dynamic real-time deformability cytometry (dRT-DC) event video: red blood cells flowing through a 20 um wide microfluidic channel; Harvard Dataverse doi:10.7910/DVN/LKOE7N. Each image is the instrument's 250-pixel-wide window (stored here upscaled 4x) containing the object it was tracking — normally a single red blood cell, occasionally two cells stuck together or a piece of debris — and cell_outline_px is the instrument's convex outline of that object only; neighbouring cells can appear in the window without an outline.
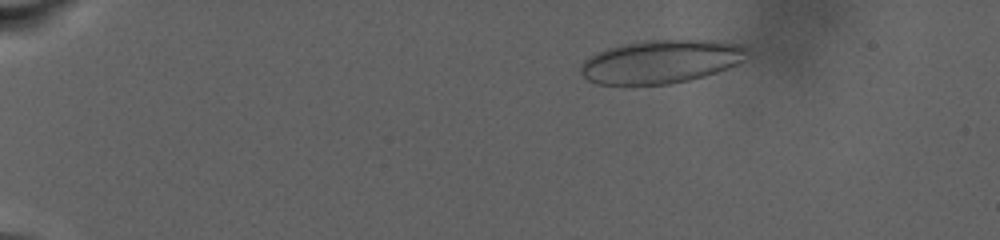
{"species": "human", "species_latin": "Homo sapiens", "temperature_condition": "warm", "stored_images_in_passage": 84, "camera_frame_rate_fps": 3000, "um_per_image_px": 0.085, "donor": {"sex": "male"}, "frame": {"image": 1, "passage_image": 8, "time_ms": 2.333, "image_size_px": [1000, 240], "cell_outline_px": [[748, 48], [744, 60], [736, 64], [716, 72], [704, 76], [672, 84], [596, 84], [588, 80], [580, 72], [580, 64], [588, 56], [596, 52], [620, 44], [644, 40], [716, 40], [744, 44]], "centroid_in_image_um": [56.17, 5.22], "position_along_channel_um": 28.8, "area_um2": 42.31}}
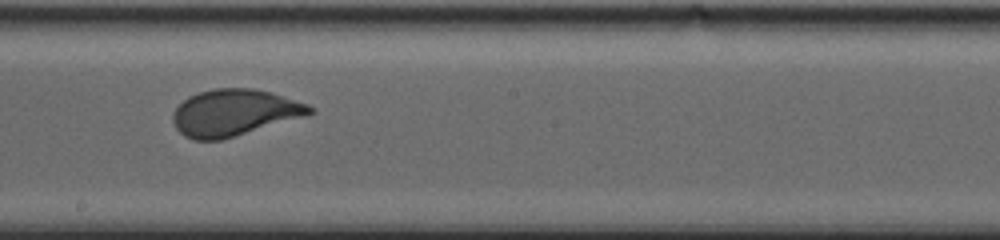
{"frame": {"image": 2, "passage_image": 48, "time_ms": 15.667, "image_size_px": [1000, 240], "cell_outline_px": [[316, 112], [308, 116], [220, 140], [192, 140], [184, 136], [176, 128], [172, 120], [172, 116], [176, 108], [188, 96], [212, 88], [252, 88], [268, 92], [308, 104], [316, 108]], "centroid_in_image_um": [19.93, 9.58], "position_along_channel_um": 228.3, "area_um2": 37.17}}
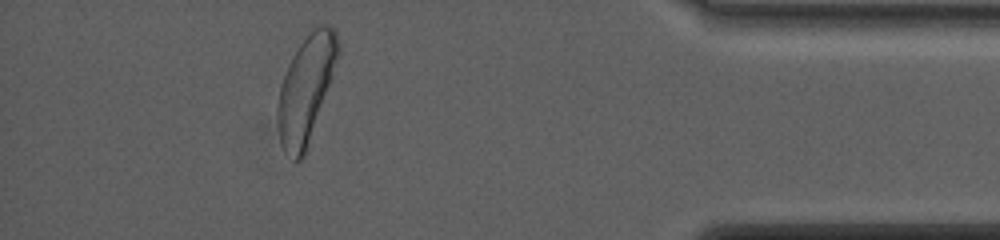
{"frame": {"image": 3, "passage_image": 76, "time_ms": 25.0, "image_size_px": [1000, 240], "cell_outline_px": [[340, 52], [308, 152], [300, 160], [296, 160], [284, 152], [280, 144], [276, 116], [276, 104], [280, 84], [288, 64], [292, 56], [300, 44], [320, 24], [324, 24], [336, 28], [340, 44]], "centroid_in_image_um": [26.01, 7.63], "position_along_channel_um": 409.2, "area_um2": 38.26}, "authors_computed_cell_mechanics": {"area_um2": 37.6567, "velocity_mm_per_s": 2.3152, "shape_relaxation_time_tau1_ms": 7.5287, "shape_relaxation_time_tau2_ms": null, "deformation_change_tau1": 0.1673, "deformation_change_tau2": null}}